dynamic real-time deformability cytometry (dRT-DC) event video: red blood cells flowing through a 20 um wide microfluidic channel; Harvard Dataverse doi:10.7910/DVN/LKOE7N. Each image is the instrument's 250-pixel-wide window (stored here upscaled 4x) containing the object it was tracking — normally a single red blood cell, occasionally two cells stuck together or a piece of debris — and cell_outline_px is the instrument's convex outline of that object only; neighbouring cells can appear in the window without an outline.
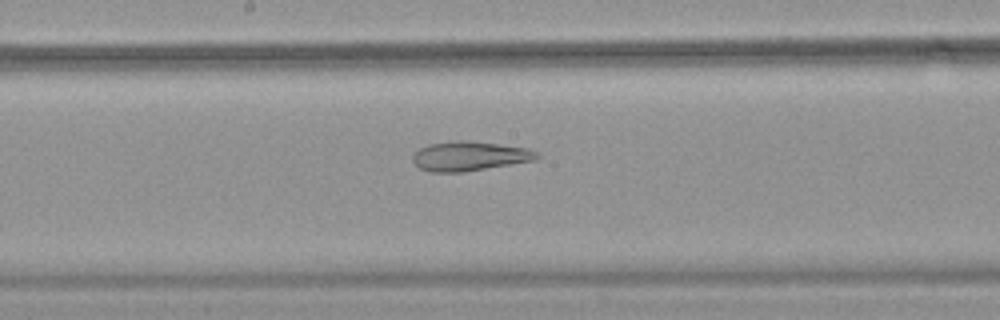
{"species": "common noctule bat (a hibernating species)", "species_latin": "Nyctalus noctula", "temperature_condition": "warm", "stored_images_in_passage": 54, "camera_frame_rate_fps": 3000, "um_per_image_px": 0.085, "animal": {"sex": "female", "body_mass_g": 18.4}, "frame": {"image": 1, "passage_image": 29, "time_ms": 9.333, "image_size_px": [1000, 320], "cell_outline_px": [[540, 156], [536, 160], [464, 172], [432, 172], [420, 168], [412, 160], [412, 156], [420, 148], [428, 144], [456, 140], [468, 140], [528, 148], [540, 152]], "centroid_in_image_um": [39.94, 13.26], "position_along_channel_um": 208.3, "area_um2": 21.39}}
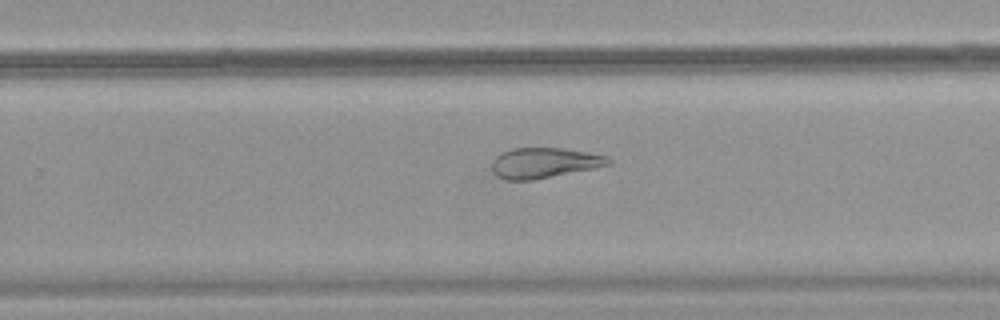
{"frame": {"image": 2, "passage_image": 35, "time_ms": 11.333, "image_size_px": [1000, 320], "cell_outline_px": [[612, 164], [596, 168], [536, 180], [504, 180], [496, 176], [492, 172], [492, 160], [500, 152], [512, 148], [564, 148], [588, 152], [608, 156], [612, 160]], "centroid_in_image_um": [46.26, 13.85], "position_along_channel_um": 283.5, "area_um2": 21.1}}
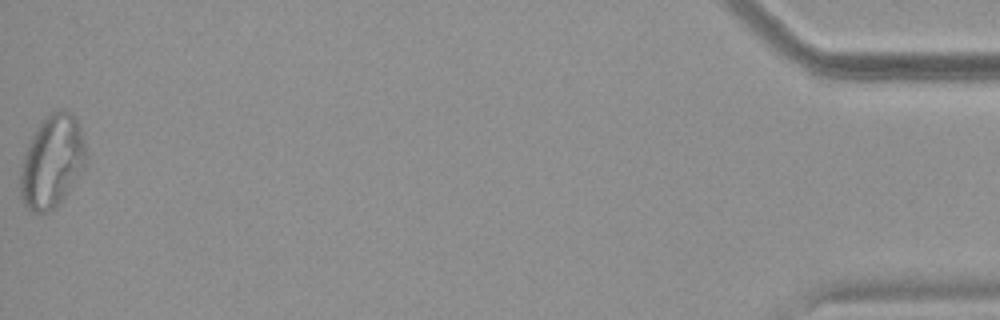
{"frame": {"image": 3, "passage_image": 54, "time_ms": 17.667, "image_size_px": [1000, 320], "cell_outline_px": [[88, 156], [84, 168], [64, 196], [48, 212], [40, 216], [32, 212], [24, 204], [20, 196], [20, 172], [24, 156], [28, 144], [32, 136], [40, 124], [52, 112], [60, 108], [68, 108], [72, 112], [80, 128], [84, 140]], "centroid_in_image_um": [4.43, 13.73], "position_along_channel_um": 430.8, "area_um2": 35.37}}